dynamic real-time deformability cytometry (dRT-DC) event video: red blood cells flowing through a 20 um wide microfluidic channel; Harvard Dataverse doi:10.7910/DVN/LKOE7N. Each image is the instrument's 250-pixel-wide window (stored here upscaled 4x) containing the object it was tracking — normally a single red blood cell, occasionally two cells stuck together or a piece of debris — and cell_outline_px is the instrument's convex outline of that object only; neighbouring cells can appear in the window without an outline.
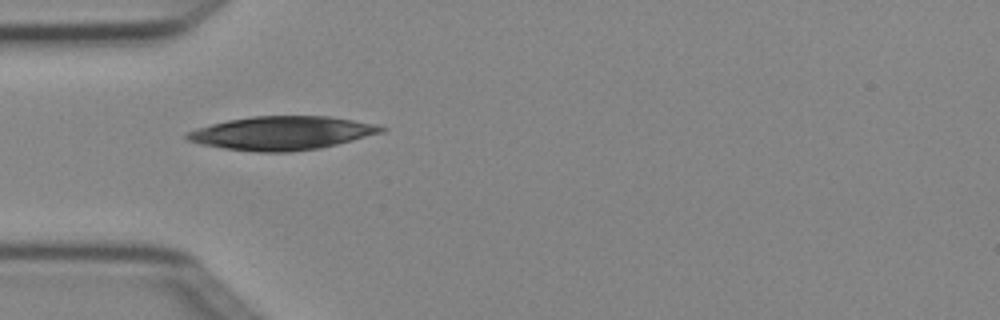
{"species": "Egyptian fruit bat (a non-hibernating species)", "species_latin": "Rousettus aegyptiacus", "temperature_condition": "cold", "stored_images_in_passage": 2, "camera_frame_rate_fps": 3000, "um_per_image_px": 0.085, "animal": {"sex": "female"}, "frame": {"image": 1, "passage_image": 1, "time_ms": 0.0, "image_size_px": [1000, 320], "cell_outline_px": [[388, 128], [384, 132], [320, 148], [288, 152], [260, 152], [224, 148], [200, 144], [188, 140], [184, 136], [184, 132], [196, 128], [228, 120], [252, 116], [328, 116], [380, 124]], "centroid_in_image_um": [23.97, 11.3], "position_along_channel_um": 61.0, "area_um2": 38.09}}